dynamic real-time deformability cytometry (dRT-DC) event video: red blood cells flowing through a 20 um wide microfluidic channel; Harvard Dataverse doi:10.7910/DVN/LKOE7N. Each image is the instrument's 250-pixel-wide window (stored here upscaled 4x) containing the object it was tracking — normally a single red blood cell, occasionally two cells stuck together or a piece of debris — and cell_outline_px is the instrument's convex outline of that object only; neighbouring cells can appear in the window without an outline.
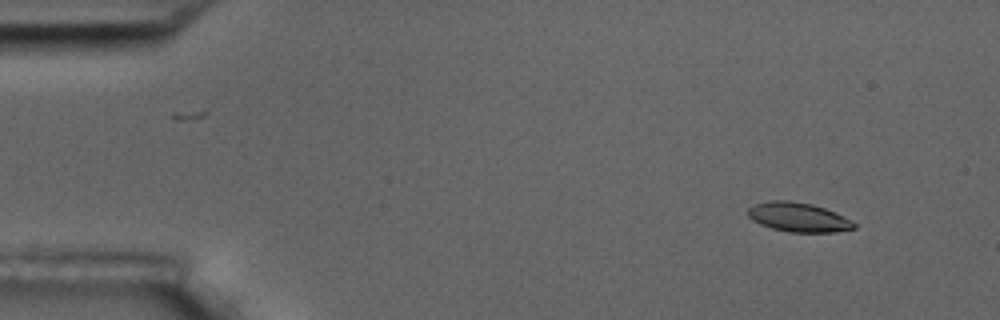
{"species": "common noctule bat (a hibernating species)", "species_latin": "Nyctalus noctula", "temperature_condition": "room temperature", "stored_images_in_passage": 4, "camera_frame_rate_fps": 3000, "um_per_image_px": 0.085, "animal": {"sex": "male", "body_mass_g": 17.5, "forearm_length_mm": 52.3}, "frame": {"image": 1, "passage_image": 1, "time_ms": 0.0, "image_size_px": [1000, 320], "cell_outline_px": [[856, 228], [836, 232], [788, 232], [772, 228], [760, 224], [752, 220], [748, 216], [748, 208], [756, 204], [772, 200], [788, 200], [812, 204], [824, 208], [852, 220], [856, 224]], "centroid_in_image_um": [67.87, 18.47], "position_along_channel_um": 17.1, "area_um2": 18.03}}
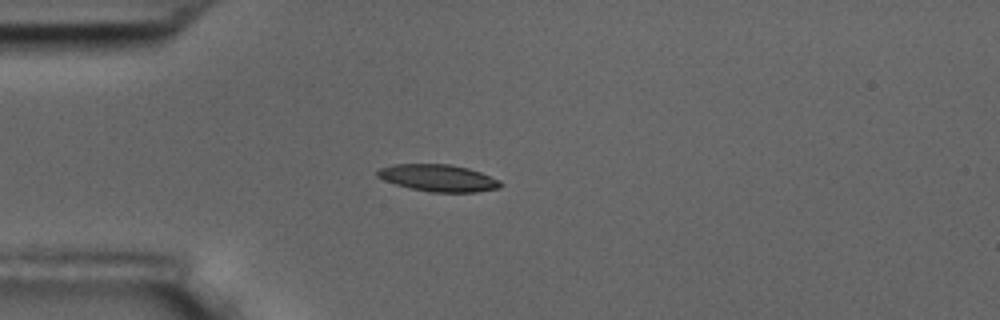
{"frame": {"image": 2, "passage_image": 4, "time_ms": 3.333, "image_size_px": [1000, 320], "cell_outline_px": [[504, 184], [500, 188], [476, 192], [432, 192], [408, 188], [384, 180], [376, 176], [376, 172], [380, 168], [392, 164], [452, 164], [468, 168], [480, 172], [500, 180]], "centroid_in_image_um": [37.26, 15.13], "position_along_channel_um": 47.7, "area_um2": 19.48}}